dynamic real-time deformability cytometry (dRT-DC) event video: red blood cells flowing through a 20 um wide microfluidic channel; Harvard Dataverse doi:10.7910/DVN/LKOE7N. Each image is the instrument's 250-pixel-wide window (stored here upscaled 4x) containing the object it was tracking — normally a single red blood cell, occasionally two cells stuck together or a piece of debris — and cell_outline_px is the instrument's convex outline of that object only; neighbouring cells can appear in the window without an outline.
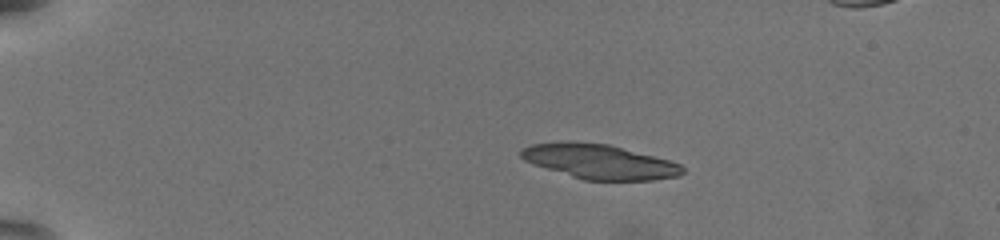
{"species": "common noctule bat (a hibernating species)", "species_latin": "Nyctalus noctula", "temperature_condition": "warm", "stored_images_in_passage": 59, "segment_of_instrument_passage": [1, 2], "camera_frame_rate_fps": 3000, "um_per_image_px": 0.085, "animal": {"sex": "female", "body_mass_g": 19.5, "forearm_length_mm": 54.1}, "frame": {"image": 1, "passage_image": 13, "time_ms": 4.0, "image_size_px": [1000, 240], "cell_outline_px": [[684, 172], [680, 176], [652, 180], [584, 180], [532, 164], [524, 160], [520, 156], [520, 148], [532, 144], [556, 140], [568, 140], [608, 144], [668, 160], [680, 164], [684, 168]], "centroid_in_image_um": [50.89, 13.72], "position_along_channel_um": 34.1, "area_um2": 32.83}}